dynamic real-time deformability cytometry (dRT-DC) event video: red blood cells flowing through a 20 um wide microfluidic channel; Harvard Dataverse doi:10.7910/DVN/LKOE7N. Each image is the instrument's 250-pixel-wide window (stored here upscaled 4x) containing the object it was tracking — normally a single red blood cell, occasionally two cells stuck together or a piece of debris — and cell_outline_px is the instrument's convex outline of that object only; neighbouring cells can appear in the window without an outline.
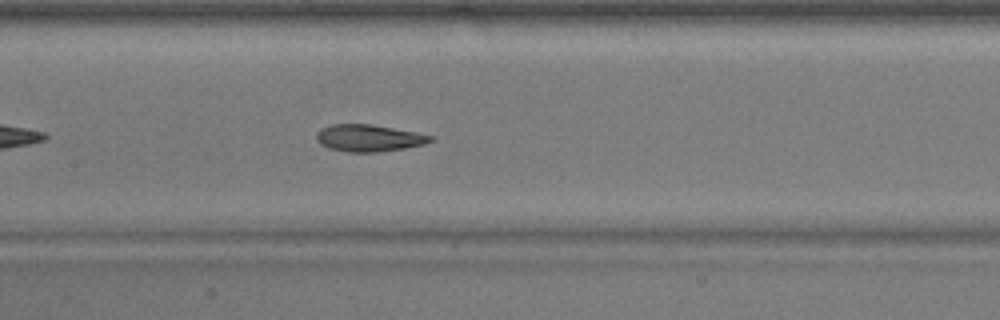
{"species": "common noctule bat (a hibernating species)", "species_latin": "Nyctalus noctula", "temperature_condition": "warm", "stored_images_in_passage": 38, "camera_frame_rate_fps": 3000, "um_per_image_px": 0.085, "animal": {"sex": "male", "body_mass_g": 17.9}, "frame": {"image": 1, "passage_image": 12, "time_ms": 3.667, "image_size_px": [1000, 320], "cell_outline_px": [[432, 140], [424, 144], [404, 148], [376, 152], [348, 152], [328, 148], [320, 144], [316, 140], [316, 132], [320, 128], [332, 124], [372, 124], [416, 132], [432, 136]], "centroid_in_image_um": [31.29, 11.73], "position_along_channel_um": 176.1, "area_um2": 17.92}}